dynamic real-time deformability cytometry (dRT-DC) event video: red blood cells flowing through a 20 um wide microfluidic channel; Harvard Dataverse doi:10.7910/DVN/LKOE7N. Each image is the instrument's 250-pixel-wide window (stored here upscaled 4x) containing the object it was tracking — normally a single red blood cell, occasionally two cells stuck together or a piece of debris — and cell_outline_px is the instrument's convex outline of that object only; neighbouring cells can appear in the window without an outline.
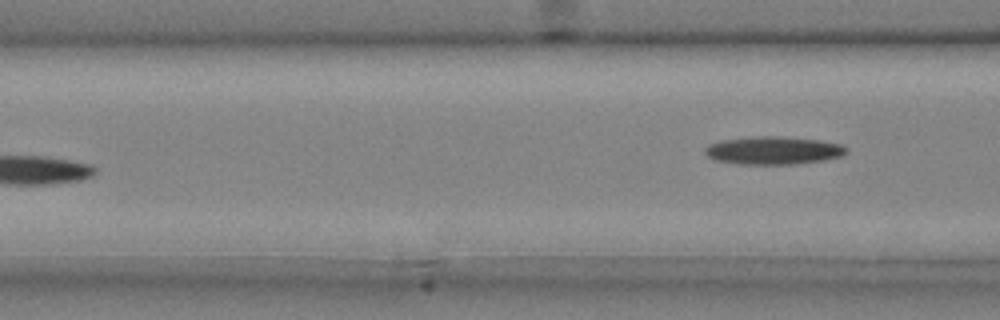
{"species": "common noctule bat (a hibernating species)", "species_latin": "Nyctalus noctula", "temperature_condition": "cold", "stored_images_in_passage": 7, "camera_frame_rate_fps": 3000, "um_per_image_px": 0.085, "animal": {"sex": "male", "body_mass_g": 20.4}, "frame": {"image": 1, "passage_image": 7, "time_ms": 2.0, "image_size_px": [1000, 320], "cell_outline_px": [[848, 152], [844, 156], [824, 160], [796, 164], [736, 164], [712, 160], [704, 152], [704, 148], [708, 144], [720, 140], [760, 136], [776, 136], [820, 140], [840, 144], [848, 148]], "centroid_in_image_um": [65.73, 12.79], "position_along_channel_um": 100.9, "area_um2": 23.29}}